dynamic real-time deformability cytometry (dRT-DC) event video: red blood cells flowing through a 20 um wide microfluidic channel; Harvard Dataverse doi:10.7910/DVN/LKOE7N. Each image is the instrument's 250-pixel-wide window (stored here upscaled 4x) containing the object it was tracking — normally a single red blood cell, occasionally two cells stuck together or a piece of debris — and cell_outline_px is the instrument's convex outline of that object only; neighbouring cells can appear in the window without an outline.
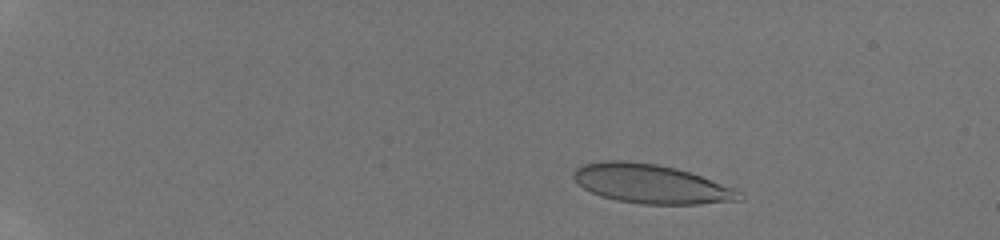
{"species": "human", "species_latin": "Homo sapiens", "temperature_condition": "room temperature", "stored_images_in_passage": 10, "camera_frame_rate_fps": 3000, "um_per_image_px": 0.085, "donor": {"sex": "male"}, "frame": {"image": 1, "passage_image": 4, "time_ms": 2.333, "image_size_px": [1000, 240], "cell_outline_px": [[744, 200], [700, 204], [640, 204], [616, 200], [600, 196], [584, 188], [572, 176], [572, 172], [576, 168], [584, 164], [604, 160], [624, 160], [656, 164], [676, 168], [736, 188], [744, 192]], "centroid_in_image_um": [55.38, 15.64], "position_along_channel_um": 29.6, "area_um2": 37.92}}
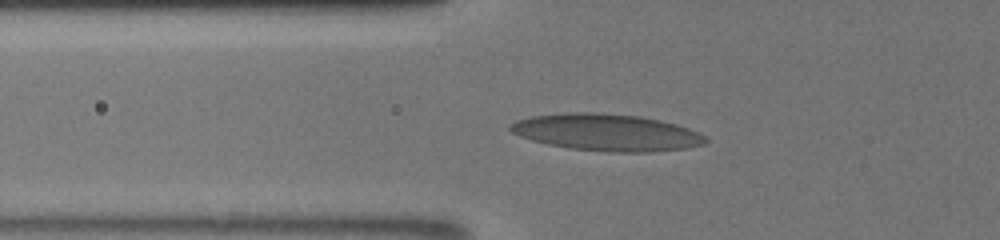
{"frame": {"image": 2, "passage_image": 9, "time_ms": 6.333, "image_size_px": [1000, 240], "cell_outline_px": [[708, 140], [704, 144], [688, 148], [648, 152], [608, 152], [568, 148], [548, 144], [532, 140], [520, 136], [512, 132], [508, 128], [508, 124], [516, 120], [532, 116], [568, 112], [596, 112], [640, 116], [660, 120], [676, 124], [700, 132]], "centroid_in_image_um": [51.56, 11.25], "position_along_channel_um": 74.2, "area_um2": 42.14}}